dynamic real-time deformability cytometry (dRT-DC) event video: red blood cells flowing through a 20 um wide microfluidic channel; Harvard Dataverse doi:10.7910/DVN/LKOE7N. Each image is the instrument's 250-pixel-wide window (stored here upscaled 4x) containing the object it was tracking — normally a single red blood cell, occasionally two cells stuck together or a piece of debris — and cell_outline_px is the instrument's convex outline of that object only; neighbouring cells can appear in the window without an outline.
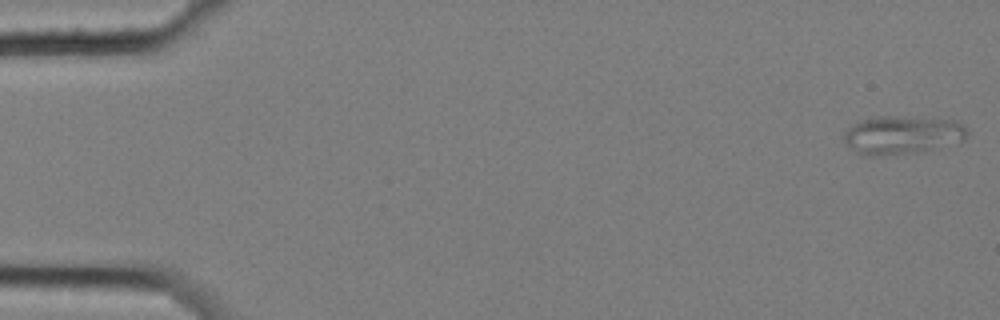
{"species": "common noctule bat (a hibernating species)", "species_latin": "Nyctalus noctula", "temperature_condition": "cold", "stored_images_in_passage": 6, "camera_frame_rate_fps": 3000, "um_per_image_px": 0.085, "animal": {"sex": "female", "body_mass_g": 25.1}, "frame": {"image": 1, "passage_image": 1, "time_ms": 0.0, "image_size_px": [1000, 320], "cell_outline_px": [[968, 136], [960, 144], [916, 152], [872, 156], [860, 152], [852, 148], [844, 140], [844, 132], [852, 124], [860, 120], [872, 116], [896, 116], [960, 120], [968, 132]], "centroid_in_image_um": [76.78, 11.45], "position_along_channel_um": 8.2, "area_um2": 27.8}}
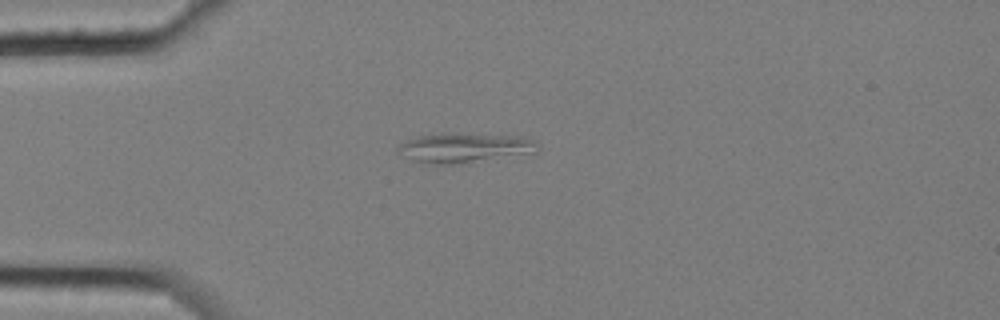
{"frame": {"image": 2, "passage_image": 5, "time_ms": 1.333, "image_size_px": [1000, 320], "cell_outline_px": [[540, 148], [536, 152], [460, 164], [436, 164], [416, 160], [396, 152], [396, 148], [400, 144], [408, 140], [420, 136], [440, 132], [452, 132], [524, 136], [536, 140]], "centroid_in_image_um": [39.55, 12.53], "position_along_channel_um": 45.5, "area_um2": 24.45}}